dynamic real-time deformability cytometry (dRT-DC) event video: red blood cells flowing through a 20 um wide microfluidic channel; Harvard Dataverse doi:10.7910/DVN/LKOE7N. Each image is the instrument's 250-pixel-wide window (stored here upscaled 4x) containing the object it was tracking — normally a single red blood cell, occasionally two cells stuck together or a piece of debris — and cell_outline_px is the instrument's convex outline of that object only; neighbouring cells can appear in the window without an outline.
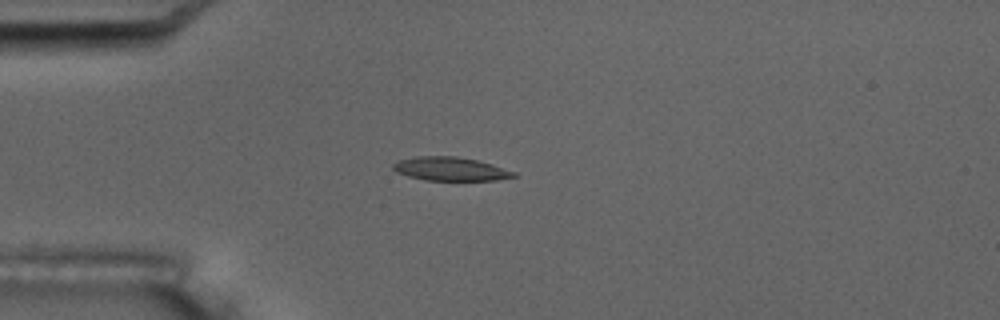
{"species": "common noctule bat (a hibernating species)", "species_latin": "Nyctalus noctula", "temperature_condition": "room temperature", "stored_images_in_passage": 2, "camera_frame_rate_fps": 3000, "um_per_image_px": 0.085, "animal": {"sex": "male", "body_mass_g": 17.5, "forearm_length_mm": 52.3}, "frame": {"image": 1, "passage_image": 2, "time_ms": 3.0, "image_size_px": [1000, 320], "cell_outline_px": [[516, 176], [496, 180], [424, 180], [408, 176], [396, 172], [392, 168], [392, 164], [400, 160], [416, 156], [456, 156], [476, 160], [492, 164], [516, 172]], "centroid_in_image_um": [38.27, 14.36], "position_along_channel_um": 46.7, "area_um2": 16.53}}